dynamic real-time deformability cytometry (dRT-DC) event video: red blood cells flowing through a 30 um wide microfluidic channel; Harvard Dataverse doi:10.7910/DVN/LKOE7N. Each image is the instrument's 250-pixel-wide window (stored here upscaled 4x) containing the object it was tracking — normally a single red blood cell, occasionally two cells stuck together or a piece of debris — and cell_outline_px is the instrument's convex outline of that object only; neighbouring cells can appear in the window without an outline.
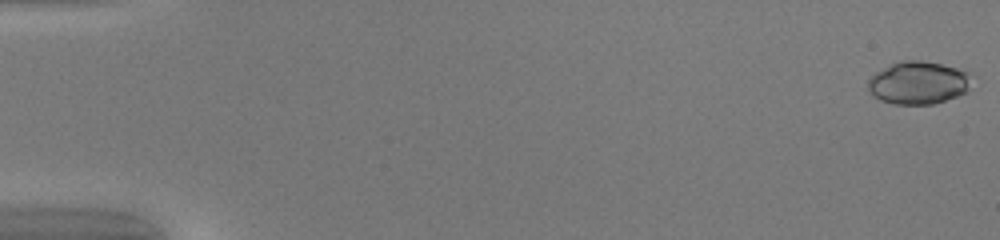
{"species": "common noctule bat (a hibernating species)", "species_latin": "Nyctalus noctula", "temperature_condition": "warm", "stored_images_in_passage": 50, "camera_frame_rate_fps": 3000, "um_per_image_px": 0.085, "animal": {"sex": "female", "body_mass_g": 20.0, "forearm_length_mm": 54.0}, "frame": {"image": 1, "passage_image": 1, "time_ms": 0.0, "image_size_px": [1000, 240], "cell_outline_px": [[968, 88], [964, 92], [956, 96], [932, 104], [892, 104], [880, 100], [872, 96], [868, 88], [868, 80], [876, 72], [900, 60], [920, 60], [940, 64], [956, 68], [968, 72]], "centroid_in_image_um": [77.98, 7.04], "position_along_channel_um": 7.0, "area_um2": 25.43}}
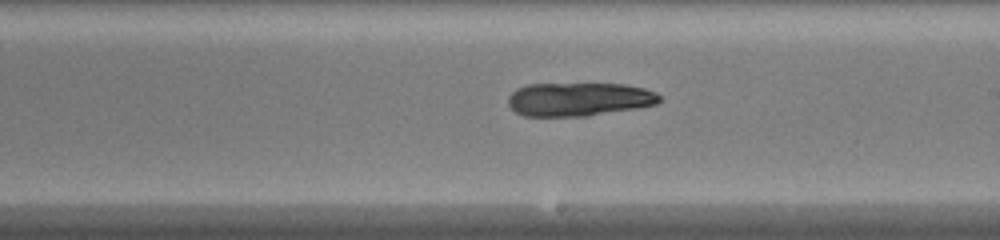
{"frame": {"image": 2, "passage_image": 30, "time_ms": 9.667, "image_size_px": [1000, 240], "cell_outline_px": [[660, 100], [656, 104], [636, 108], [588, 116], [524, 116], [516, 112], [508, 104], [508, 96], [516, 88], [528, 84], [624, 84], [644, 88], [656, 92], [660, 96]], "centroid_in_image_um": [49.19, 8.43], "position_along_channel_um": 239.8, "area_um2": 29.59}}
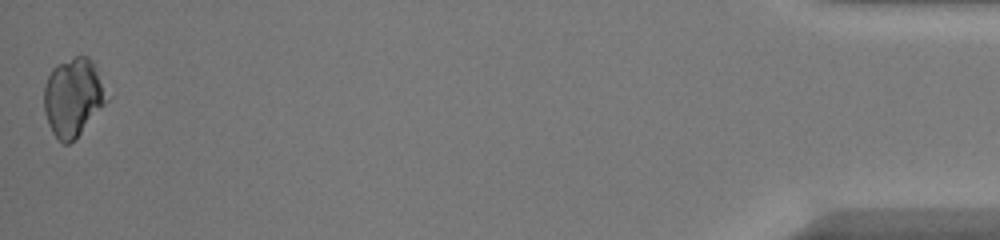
{"frame": {"image": 3, "passage_image": 50, "time_ms": 16.333, "image_size_px": [1000, 240], "cell_outline_px": [[112, 96], [80, 132], [68, 144], [64, 144], [52, 132], [48, 124], [44, 112], [44, 88], [48, 76], [52, 68], [56, 64], [76, 56], [88, 56], [92, 60]], "centroid_in_image_um": [6.25, 8.22], "position_along_channel_um": 429.0, "area_um2": 28.73}, "authors_computed_cell_mechanics": {"area_um2": 28.7555, "velocity_mm_per_s": 4.1852, "shape_relaxation_time_tau1_ms": 7.9465, "shape_relaxation_time_tau2_ms": null, "deformation_change_tau1": 0.2296, "deformation_change_tau2": null}}